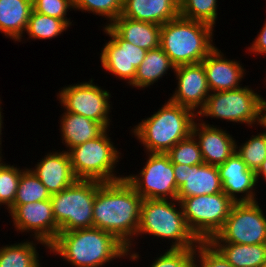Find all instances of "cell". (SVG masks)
<instances>
[{"mask_svg":"<svg viewBox=\"0 0 266 267\" xmlns=\"http://www.w3.org/2000/svg\"><path fill=\"white\" fill-rule=\"evenodd\" d=\"M175 65L159 46L146 52L145 57L136 69L134 81L129 85L132 88L143 89L150 87L156 81L166 76L167 72L175 70Z\"/></svg>","mask_w":266,"mask_h":267,"instance_id":"25","label":"cell"},{"mask_svg":"<svg viewBox=\"0 0 266 267\" xmlns=\"http://www.w3.org/2000/svg\"><path fill=\"white\" fill-rule=\"evenodd\" d=\"M49 251L72 267H103L128 252L114 235L95 227L59 232Z\"/></svg>","mask_w":266,"mask_h":267,"instance_id":"2","label":"cell"},{"mask_svg":"<svg viewBox=\"0 0 266 267\" xmlns=\"http://www.w3.org/2000/svg\"><path fill=\"white\" fill-rule=\"evenodd\" d=\"M264 25L262 26V29H260L259 34H257V37L254 39V41L251 43L249 47H247V51L258 55H266V21H264Z\"/></svg>","mask_w":266,"mask_h":267,"instance_id":"38","label":"cell"},{"mask_svg":"<svg viewBox=\"0 0 266 267\" xmlns=\"http://www.w3.org/2000/svg\"><path fill=\"white\" fill-rule=\"evenodd\" d=\"M107 128L100 136L71 148L68 153L73 173L77 179L115 182L125 178L115 173L121 152L117 150L107 134Z\"/></svg>","mask_w":266,"mask_h":267,"instance_id":"6","label":"cell"},{"mask_svg":"<svg viewBox=\"0 0 266 267\" xmlns=\"http://www.w3.org/2000/svg\"><path fill=\"white\" fill-rule=\"evenodd\" d=\"M195 249H166L150 267H193Z\"/></svg>","mask_w":266,"mask_h":267,"instance_id":"37","label":"cell"},{"mask_svg":"<svg viewBox=\"0 0 266 267\" xmlns=\"http://www.w3.org/2000/svg\"><path fill=\"white\" fill-rule=\"evenodd\" d=\"M110 26L125 40L149 51L160 46L161 25L136 21L121 15Z\"/></svg>","mask_w":266,"mask_h":267,"instance_id":"23","label":"cell"},{"mask_svg":"<svg viewBox=\"0 0 266 267\" xmlns=\"http://www.w3.org/2000/svg\"><path fill=\"white\" fill-rule=\"evenodd\" d=\"M96 180L77 179L69 187L51 195L53 216L59 232L93 227Z\"/></svg>","mask_w":266,"mask_h":267,"instance_id":"8","label":"cell"},{"mask_svg":"<svg viewBox=\"0 0 266 267\" xmlns=\"http://www.w3.org/2000/svg\"><path fill=\"white\" fill-rule=\"evenodd\" d=\"M218 0H180V16L189 20H197L215 27Z\"/></svg>","mask_w":266,"mask_h":267,"instance_id":"31","label":"cell"},{"mask_svg":"<svg viewBox=\"0 0 266 267\" xmlns=\"http://www.w3.org/2000/svg\"><path fill=\"white\" fill-rule=\"evenodd\" d=\"M147 160L137 174L125 176V180L142 199H177L178 188L173 164L167 154L146 153Z\"/></svg>","mask_w":266,"mask_h":267,"instance_id":"12","label":"cell"},{"mask_svg":"<svg viewBox=\"0 0 266 267\" xmlns=\"http://www.w3.org/2000/svg\"><path fill=\"white\" fill-rule=\"evenodd\" d=\"M142 234L171 240L170 249H195L200 242L189 229L177 199H143L136 240Z\"/></svg>","mask_w":266,"mask_h":267,"instance_id":"5","label":"cell"},{"mask_svg":"<svg viewBox=\"0 0 266 267\" xmlns=\"http://www.w3.org/2000/svg\"><path fill=\"white\" fill-rule=\"evenodd\" d=\"M210 243L266 244V215L256 202H237Z\"/></svg>","mask_w":266,"mask_h":267,"instance_id":"10","label":"cell"},{"mask_svg":"<svg viewBox=\"0 0 266 267\" xmlns=\"http://www.w3.org/2000/svg\"><path fill=\"white\" fill-rule=\"evenodd\" d=\"M33 10L43 15L63 20L69 27L72 26L67 12L74 10V0H32Z\"/></svg>","mask_w":266,"mask_h":267,"instance_id":"36","label":"cell"},{"mask_svg":"<svg viewBox=\"0 0 266 267\" xmlns=\"http://www.w3.org/2000/svg\"><path fill=\"white\" fill-rule=\"evenodd\" d=\"M173 73L176 76L177 88L169 100L190 108L197 114L205 106L211 93L203 64L179 65Z\"/></svg>","mask_w":266,"mask_h":267,"instance_id":"15","label":"cell"},{"mask_svg":"<svg viewBox=\"0 0 266 267\" xmlns=\"http://www.w3.org/2000/svg\"><path fill=\"white\" fill-rule=\"evenodd\" d=\"M33 240L26 239L20 243L0 247V267H38L42 264L39 263L40 257L36 244H42L46 250L49 249V246L38 239Z\"/></svg>","mask_w":266,"mask_h":267,"instance_id":"27","label":"cell"},{"mask_svg":"<svg viewBox=\"0 0 266 267\" xmlns=\"http://www.w3.org/2000/svg\"><path fill=\"white\" fill-rule=\"evenodd\" d=\"M260 267H266V261Z\"/></svg>","mask_w":266,"mask_h":267,"instance_id":"42","label":"cell"},{"mask_svg":"<svg viewBox=\"0 0 266 267\" xmlns=\"http://www.w3.org/2000/svg\"><path fill=\"white\" fill-rule=\"evenodd\" d=\"M195 117L197 114L193 110L168 99L157 112L141 120L130 132L146 153L166 154L192 134Z\"/></svg>","mask_w":266,"mask_h":267,"instance_id":"3","label":"cell"},{"mask_svg":"<svg viewBox=\"0 0 266 267\" xmlns=\"http://www.w3.org/2000/svg\"><path fill=\"white\" fill-rule=\"evenodd\" d=\"M223 52L215 47L201 62L205 68L210 92H222L242 87L246 75L244 66L237 60L225 58Z\"/></svg>","mask_w":266,"mask_h":267,"instance_id":"19","label":"cell"},{"mask_svg":"<svg viewBox=\"0 0 266 267\" xmlns=\"http://www.w3.org/2000/svg\"><path fill=\"white\" fill-rule=\"evenodd\" d=\"M60 118L59 130L67 152L77 145L95 139L106 130L99 122L67 111H64Z\"/></svg>","mask_w":266,"mask_h":267,"instance_id":"22","label":"cell"},{"mask_svg":"<svg viewBox=\"0 0 266 267\" xmlns=\"http://www.w3.org/2000/svg\"><path fill=\"white\" fill-rule=\"evenodd\" d=\"M24 169L6 164L0 157V206L8 209L15 200L18 183Z\"/></svg>","mask_w":266,"mask_h":267,"instance_id":"33","label":"cell"},{"mask_svg":"<svg viewBox=\"0 0 266 267\" xmlns=\"http://www.w3.org/2000/svg\"><path fill=\"white\" fill-rule=\"evenodd\" d=\"M51 198L47 188L29 168L22 171L16 197L12 205H24L27 203L48 200Z\"/></svg>","mask_w":266,"mask_h":267,"instance_id":"29","label":"cell"},{"mask_svg":"<svg viewBox=\"0 0 266 267\" xmlns=\"http://www.w3.org/2000/svg\"><path fill=\"white\" fill-rule=\"evenodd\" d=\"M180 15V0H123L122 17L163 25Z\"/></svg>","mask_w":266,"mask_h":267,"instance_id":"21","label":"cell"},{"mask_svg":"<svg viewBox=\"0 0 266 267\" xmlns=\"http://www.w3.org/2000/svg\"><path fill=\"white\" fill-rule=\"evenodd\" d=\"M192 135L199 144L204 164L219 166L236 151V140L232 134L206 123L202 118L195 120Z\"/></svg>","mask_w":266,"mask_h":267,"instance_id":"18","label":"cell"},{"mask_svg":"<svg viewBox=\"0 0 266 267\" xmlns=\"http://www.w3.org/2000/svg\"><path fill=\"white\" fill-rule=\"evenodd\" d=\"M172 164L193 166L204 164L199 144L191 134L184 140L179 141L166 153Z\"/></svg>","mask_w":266,"mask_h":267,"instance_id":"34","label":"cell"},{"mask_svg":"<svg viewBox=\"0 0 266 267\" xmlns=\"http://www.w3.org/2000/svg\"><path fill=\"white\" fill-rule=\"evenodd\" d=\"M91 78L88 82H80L64 86L57 93V99L64 111L82 115L110 128L111 93L104 90ZM111 103V104H109Z\"/></svg>","mask_w":266,"mask_h":267,"instance_id":"11","label":"cell"},{"mask_svg":"<svg viewBox=\"0 0 266 267\" xmlns=\"http://www.w3.org/2000/svg\"><path fill=\"white\" fill-rule=\"evenodd\" d=\"M177 200L198 195H210L223 192L218 166L196 164L193 166L173 164Z\"/></svg>","mask_w":266,"mask_h":267,"instance_id":"16","label":"cell"},{"mask_svg":"<svg viewBox=\"0 0 266 267\" xmlns=\"http://www.w3.org/2000/svg\"><path fill=\"white\" fill-rule=\"evenodd\" d=\"M264 99L249 86L213 92L205 106L197 113V118L210 117L245 126L263 125ZM250 125V126H249Z\"/></svg>","mask_w":266,"mask_h":267,"instance_id":"7","label":"cell"},{"mask_svg":"<svg viewBox=\"0 0 266 267\" xmlns=\"http://www.w3.org/2000/svg\"><path fill=\"white\" fill-rule=\"evenodd\" d=\"M263 125L266 127V99H264Z\"/></svg>","mask_w":266,"mask_h":267,"instance_id":"41","label":"cell"},{"mask_svg":"<svg viewBox=\"0 0 266 267\" xmlns=\"http://www.w3.org/2000/svg\"><path fill=\"white\" fill-rule=\"evenodd\" d=\"M123 0H74V9L107 19L109 26L122 13Z\"/></svg>","mask_w":266,"mask_h":267,"instance_id":"32","label":"cell"},{"mask_svg":"<svg viewBox=\"0 0 266 267\" xmlns=\"http://www.w3.org/2000/svg\"><path fill=\"white\" fill-rule=\"evenodd\" d=\"M103 31L110 40L105 42L100 53L102 68L129 86L147 51L125 41L110 25L104 26Z\"/></svg>","mask_w":266,"mask_h":267,"instance_id":"13","label":"cell"},{"mask_svg":"<svg viewBox=\"0 0 266 267\" xmlns=\"http://www.w3.org/2000/svg\"><path fill=\"white\" fill-rule=\"evenodd\" d=\"M32 10V0H0V33L21 42Z\"/></svg>","mask_w":266,"mask_h":267,"instance_id":"24","label":"cell"},{"mask_svg":"<svg viewBox=\"0 0 266 267\" xmlns=\"http://www.w3.org/2000/svg\"><path fill=\"white\" fill-rule=\"evenodd\" d=\"M183 215L199 241H209L223 227L235 202L224 192L183 198Z\"/></svg>","mask_w":266,"mask_h":267,"instance_id":"9","label":"cell"},{"mask_svg":"<svg viewBox=\"0 0 266 267\" xmlns=\"http://www.w3.org/2000/svg\"><path fill=\"white\" fill-rule=\"evenodd\" d=\"M262 128H264L263 132L252 135L241 145H237L236 142L235 152L246 163L247 167L254 172L266 159V127L262 125Z\"/></svg>","mask_w":266,"mask_h":267,"instance_id":"30","label":"cell"},{"mask_svg":"<svg viewBox=\"0 0 266 267\" xmlns=\"http://www.w3.org/2000/svg\"><path fill=\"white\" fill-rule=\"evenodd\" d=\"M39 161L35 167L30 169L47 188L50 195L63 191L77 180L66 150L50 151Z\"/></svg>","mask_w":266,"mask_h":267,"instance_id":"20","label":"cell"},{"mask_svg":"<svg viewBox=\"0 0 266 267\" xmlns=\"http://www.w3.org/2000/svg\"><path fill=\"white\" fill-rule=\"evenodd\" d=\"M193 267H233L209 242L200 241L195 248Z\"/></svg>","mask_w":266,"mask_h":267,"instance_id":"35","label":"cell"},{"mask_svg":"<svg viewBox=\"0 0 266 267\" xmlns=\"http://www.w3.org/2000/svg\"><path fill=\"white\" fill-rule=\"evenodd\" d=\"M218 169L222 190L235 203L257 201L255 189L258 183L255 172L247 167L236 152L219 165Z\"/></svg>","mask_w":266,"mask_h":267,"instance_id":"17","label":"cell"},{"mask_svg":"<svg viewBox=\"0 0 266 267\" xmlns=\"http://www.w3.org/2000/svg\"><path fill=\"white\" fill-rule=\"evenodd\" d=\"M214 27L180 15L161 25L160 47L176 66L201 63L216 47Z\"/></svg>","mask_w":266,"mask_h":267,"instance_id":"4","label":"cell"},{"mask_svg":"<svg viewBox=\"0 0 266 267\" xmlns=\"http://www.w3.org/2000/svg\"><path fill=\"white\" fill-rule=\"evenodd\" d=\"M7 212L10 213L11 222L17 232H33L30 237L33 236L48 246L59 234V226L54 219L50 199L24 205H11Z\"/></svg>","mask_w":266,"mask_h":267,"instance_id":"14","label":"cell"},{"mask_svg":"<svg viewBox=\"0 0 266 267\" xmlns=\"http://www.w3.org/2000/svg\"><path fill=\"white\" fill-rule=\"evenodd\" d=\"M142 201L143 199L125 179L115 182L97 181V193L93 204V227L114 235L127 247L126 258L129 257L131 261L140 259L139 252L133 249L136 245L134 239L139 228Z\"/></svg>","mask_w":266,"mask_h":267,"instance_id":"1","label":"cell"},{"mask_svg":"<svg viewBox=\"0 0 266 267\" xmlns=\"http://www.w3.org/2000/svg\"><path fill=\"white\" fill-rule=\"evenodd\" d=\"M69 26L59 18H53L32 10L26 33L31 39H53L66 32Z\"/></svg>","mask_w":266,"mask_h":267,"instance_id":"28","label":"cell"},{"mask_svg":"<svg viewBox=\"0 0 266 267\" xmlns=\"http://www.w3.org/2000/svg\"><path fill=\"white\" fill-rule=\"evenodd\" d=\"M257 183H259L260 178L266 182V159L260 165L258 170L255 172Z\"/></svg>","mask_w":266,"mask_h":267,"instance_id":"39","label":"cell"},{"mask_svg":"<svg viewBox=\"0 0 266 267\" xmlns=\"http://www.w3.org/2000/svg\"><path fill=\"white\" fill-rule=\"evenodd\" d=\"M1 104H2V102H1V99H0V157H3V155H2V137H1V135H2V129L4 128L2 125H3V115H2V110H3V108L1 107ZM2 108V109H1Z\"/></svg>","mask_w":266,"mask_h":267,"instance_id":"40","label":"cell"},{"mask_svg":"<svg viewBox=\"0 0 266 267\" xmlns=\"http://www.w3.org/2000/svg\"><path fill=\"white\" fill-rule=\"evenodd\" d=\"M211 244L233 267H260L266 261V244Z\"/></svg>","mask_w":266,"mask_h":267,"instance_id":"26","label":"cell"}]
</instances>
